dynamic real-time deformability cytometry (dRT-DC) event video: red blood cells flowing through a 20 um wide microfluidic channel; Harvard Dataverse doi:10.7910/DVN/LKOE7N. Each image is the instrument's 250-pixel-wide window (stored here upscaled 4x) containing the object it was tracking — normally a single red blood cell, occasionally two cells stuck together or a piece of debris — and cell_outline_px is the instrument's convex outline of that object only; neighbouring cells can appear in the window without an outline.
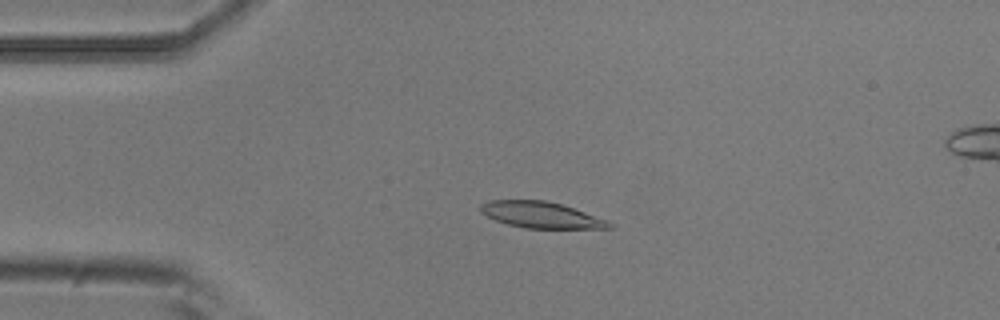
{"species": "common noctule bat (a hibernating species)", "species_latin": "Nyctalus noctula", "temperature_condition": "room temperature", "stored_images_in_passage": 5, "camera_frame_rate_fps": 3000, "um_per_image_px": 0.085, "animal": {"sex": "male", "body_mass_g": 20.5, "forearm_length_mm": 52.5}, "frame": {"image": 1, "passage_image": 3, "time_ms": 0.667, "image_size_px": [1000, 320], "cell_outline_px": [[616, 224], [612, 228], [524, 228], [508, 224], [496, 220], [480, 212], [480, 204], [488, 200], [544, 200], [560, 204], [608, 220]], "centroid_in_image_um": [45.99, 18.27], "position_along_channel_um": 39.0, "area_um2": 19.54}}
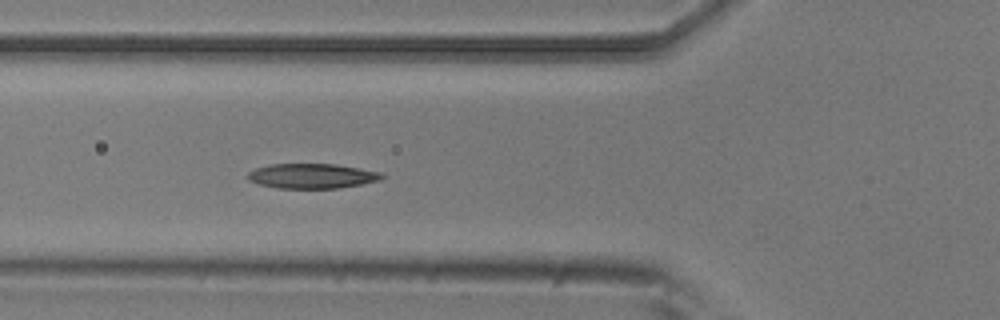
{"frame": {"image": 2, "passage_image": 5, "time_ms": 1.333, "image_size_px": [1000, 320], "cell_outline_px": [[384, 176], [380, 180], [360, 184], [336, 188], [276, 188], [260, 184], [248, 180], [244, 176], [248, 172], [256, 168], [268, 164], [336, 164], [384, 172]], "centroid_in_image_um": [26.5, 14.95], "position_along_channel_um": 99.3, "area_um2": 19.54}}